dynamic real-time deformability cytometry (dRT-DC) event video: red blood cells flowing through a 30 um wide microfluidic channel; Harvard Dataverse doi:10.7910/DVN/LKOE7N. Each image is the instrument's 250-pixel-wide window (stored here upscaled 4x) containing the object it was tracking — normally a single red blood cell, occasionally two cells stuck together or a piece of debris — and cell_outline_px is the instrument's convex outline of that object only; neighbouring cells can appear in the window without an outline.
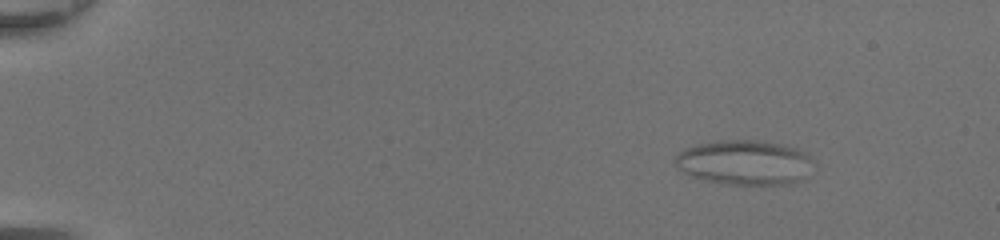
{"species": "common noctule bat (a hibernating species)", "species_latin": "Nyctalus noctula", "temperature_condition": "room temperature", "stored_images_in_passage": 51, "camera_frame_rate_fps": 3000, "um_per_image_px": 0.085, "animal": {"sex": "female", "body_mass_g": 20.0, "forearm_length_mm": 54.0}, "frame": {"image": 1, "passage_image": 8, "time_ms": 2.333, "image_size_px": [1000, 240], "cell_outline_px": [[816, 164], [800, 180], [788, 184], [728, 184], [708, 180], [692, 176], [684, 172], [676, 164], [676, 156], [684, 148], [696, 144], [716, 140], [756, 140], [780, 144], [796, 148], [804, 152]], "centroid_in_image_um": [63.31, 13.79], "position_along_channel_um": 21.7, "area_um2": 35.78}}
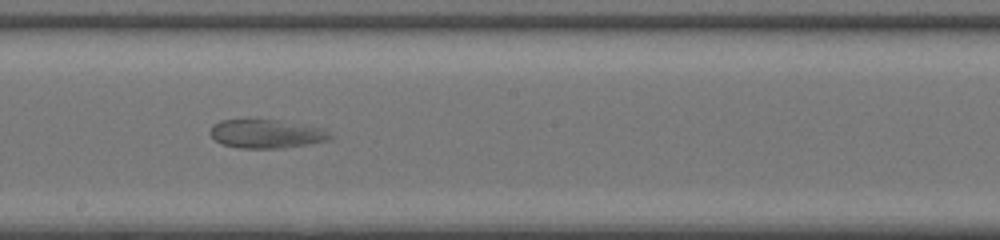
{"frame": {"image": 2, "passage_image": 31, "time_ms": 10.0, "image_size_px": [1000, 240], "cell_outline_px": [[336, 136], [328, 140], [308, 144], [284, 148], [240, 148], [220, 144], [208, 132], [212, 124], [220, 120], [244, 116], [248, 116], [280, 120], [324, 128]], "centroid_in_image_um": [22.6, 11.32], "position_along_channel_um": 225.6, "area_um2": 21.21}}
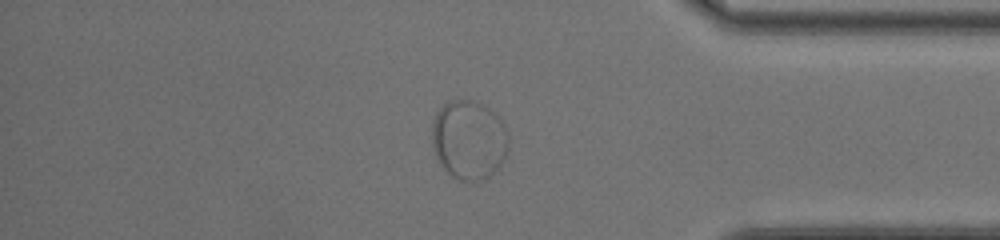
{"frame": {"image": 3, "passage_image": 44, "time_ms": 14.333, "image_size_px": [1000, 240], "cell_outline_px": [[508, 152], [504, 160], [488, 176], [480, 180], [460, 180], [452, 176], [440, 164], [436, 156], [432, 144], [432, 120], [436, 112], [448, 100], [472, 100], [484, 104], [504, 124], [508, 132]], "centroid_in_image_um": [39.84, 11.86], "position_along_channel_um": 395.4, "area_um2": 35.32}}